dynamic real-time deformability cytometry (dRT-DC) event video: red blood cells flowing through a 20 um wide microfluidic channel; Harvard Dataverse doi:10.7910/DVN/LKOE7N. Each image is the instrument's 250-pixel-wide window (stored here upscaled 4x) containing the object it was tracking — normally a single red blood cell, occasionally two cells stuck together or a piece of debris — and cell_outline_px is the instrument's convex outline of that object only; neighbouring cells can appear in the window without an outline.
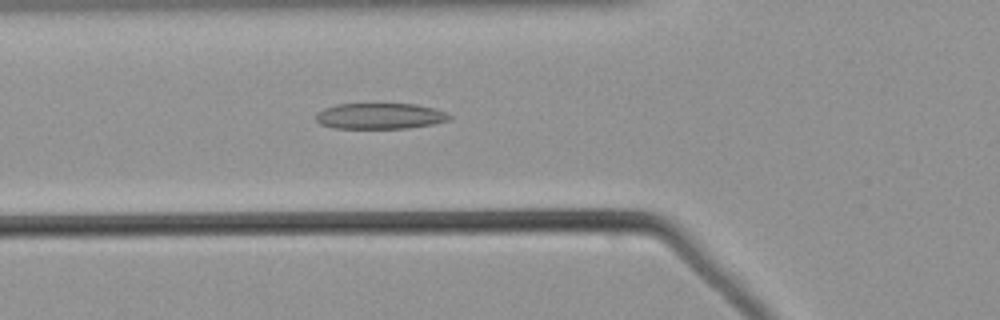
{"species": "common noctule bat (a hibernating species)", "species_latin": "Nyctalus noctula", "temperature_condition": "warm", "stored_images_in_passage": 38, "camera_frame_rate_fps": 3000, "um_per_image_px": 0.085, "animal": {"sex": "male", "body_mass_g": 21.5, "forearm_length_mm": 52.0}, "frame": {"image": 1, "passage_image": 4, "time_ms": 1.0, "image_size_px": [1000, 320], "cell_outline_px": [[452, 116], [448, 120], [432, 124], [408, 128], [332, 128], [320, 124], [316, 120], [316, 112], [324, 108], [336, 104], [416, 104], [432, 108], [444, 112]], "centroid_in_image_um": [32.24, 9.86], "position_along_channel_um": 93.6, "area_um2": 20.06}}
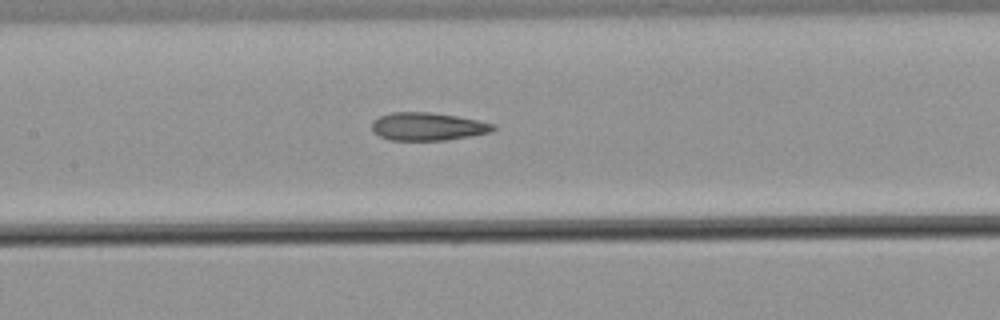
{"frame": {"image": 2, "passage_image": 10, "time_ms": 3.0, "image_size_px": [1000, 320], "cell_outline_px": [[496, 128], [492, 132], [472, 136], [444, 140], [388, 140], [372, 132], [372, 120], [380, 116], [392, 112], [428, 112], [456, 116], [496, 124]], "centroid_in_image_um": [36.35, 10.76], "position_along_channel_um": 171.1, "area_um2": 19.83}}
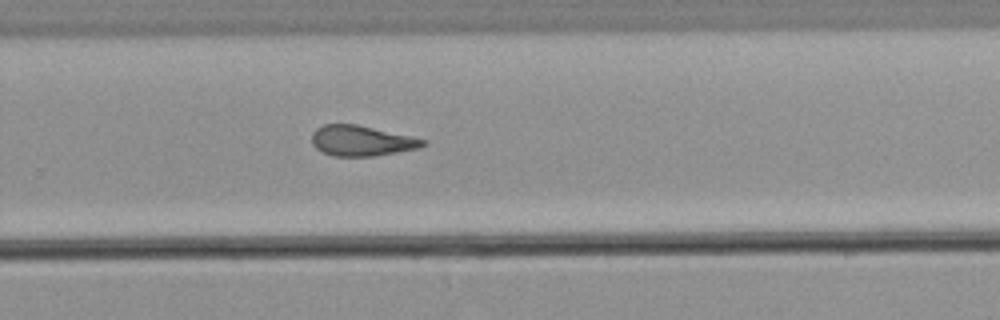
{"frame": {"image": 3, "passage_image": 20, "time_ms": 6.333, "image_size_px": [1000, 320], "cell_outline_px": [[424, 144], [420, 148], [376, 156], [332, 156], [316, 148], [312, 144], [312, 132], [316, 128], [324, 124], [356, 124], [412, 136], [424, 140]], "centroid_in_image_um": [30.7, 11.96], "position_along_channel_um": 299.1, "area_um2": 19.65}}